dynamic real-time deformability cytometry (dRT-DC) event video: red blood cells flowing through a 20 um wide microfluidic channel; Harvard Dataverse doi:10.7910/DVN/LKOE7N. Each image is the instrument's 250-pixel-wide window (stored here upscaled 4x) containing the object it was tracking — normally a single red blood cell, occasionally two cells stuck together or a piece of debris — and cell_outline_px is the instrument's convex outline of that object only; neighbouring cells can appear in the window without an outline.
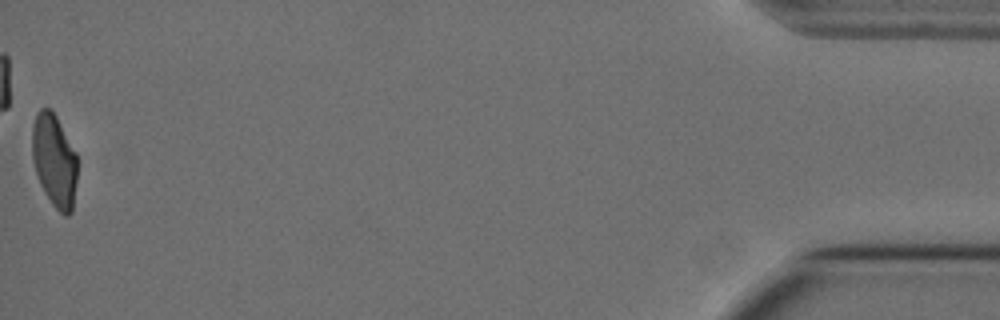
{"species": "Egyptian fruit bat (a non-hibernating species)", "species_latin": "Rousettus aegyptiacus", "temperature_condition": "cold", "stored_images_in_passage": 57, "camera_frame_rate_fps": 3000, "um_per_image_px": 0.085, "animal": {"sex": "female"}, "frame": {"image": 1, "passage_image": 57, "time_ms": 18.667, "image_size_px": [1000, 320], "cell_outline_px": [[76, 180], [72, 212], [68, 216], [64, 216], [52, 204], [44, 192], [40, 184], [32, 160], [32, 128], [36, 112], [40, 108], [48, 108], [56, 116], [76, 152]], "centroid_in_image_um": [4.6, 13.65], "position_along_channel_um": 430.6, "area_um2": 24.39}, "authors_computed_cell_mechanics": {"area_um2": 25.7788, "velocity_mm_per_s": 3.5799, "shape_relaxation_time_tau1_ms": null, "shape_relaxation_time_tau2_ms": 1.5888, "deformation_change_tau1": null, "deformation_change_tau2": 0.0767}}